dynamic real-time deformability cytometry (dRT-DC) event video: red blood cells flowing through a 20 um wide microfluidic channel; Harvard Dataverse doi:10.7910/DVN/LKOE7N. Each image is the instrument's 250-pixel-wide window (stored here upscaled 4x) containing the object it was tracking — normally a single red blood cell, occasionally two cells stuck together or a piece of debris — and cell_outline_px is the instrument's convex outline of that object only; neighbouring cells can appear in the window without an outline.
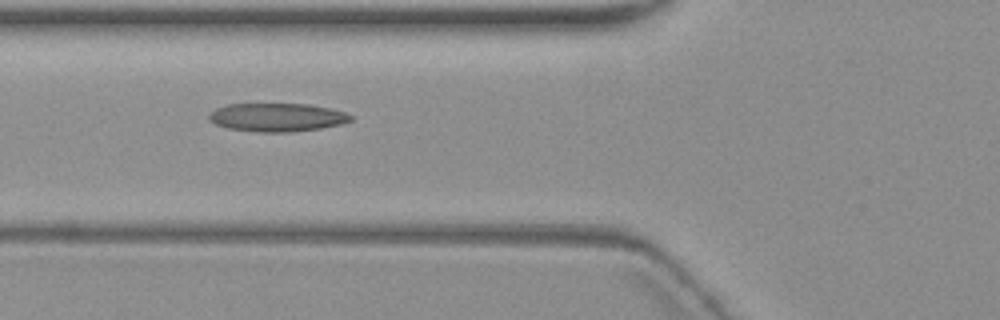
{"species": "common noctule bat (a hibernating species)", "species_latin": "Nyctalus noctula", "temperature_condition": "warm", "stored_images_in_passage": 9, "camera_frame_rate_fps": 3000, "um_per_image_px": 0.085, "animal": {"sex": "female", "body_mass_g": 19.3, "forearm_length_mm": 54.1}, "frame": {"image": 1, "passage_image": 2, "time_ms": 1.0, "image_size_px": [1000, 320], "cell_outline_px": [[352, 120], [340, 124], [320, 128], [292, 132], [260, 132], [228, 128], [216, 124], [208, 116], [216, 108], [228, 104], [308, 104], [332, 108], [344, 112], [352, 116]], "centroid_in_image_um": [23.58, 9.97], "position_along_channel_um": 102.2, "area_um2": 23.24}}
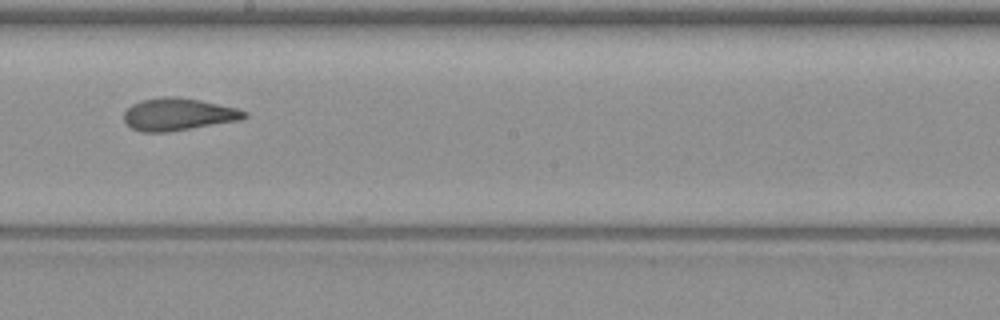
{"frame": {"image": 2, "passage_image": 5, "time_ms": 4.667, "image_size_px": [1000, 320], "cell_outline_px": [[248, 116], [240, 120], [168, 132], [140, 132], [132, 128], [124, 120], [124, 112], [132, 104], [140, 100], [160, 96], [176, 96], [200, 100], [236, 108], [248, 112]], "centroid_in_image_um": [15.13, 9.71], "position_along_channel_um": 233.1, "area_um2": 22.77}}
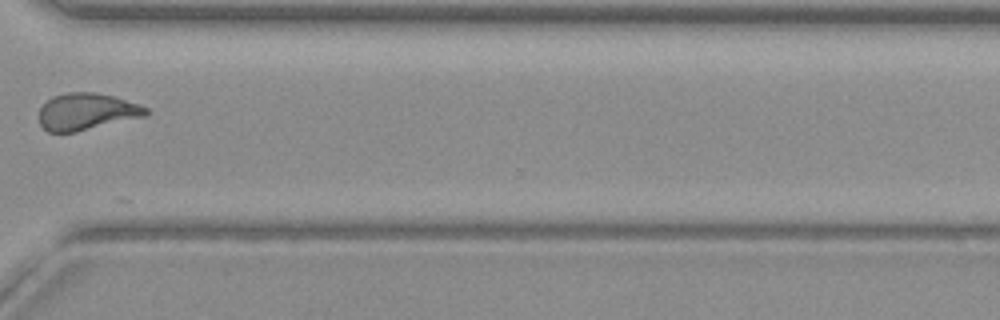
{"frame": {"image": 3, "passage_image": 8, "time_ms": 8.333, "image_size_px": [1000, 320], "cell_outline_px": [[148, 112], [144, 116], [76, 132], [48, 132], [40, 124], [40, 108], [52, 96], [68, 92], [96, 92], [116, 96], [140, 104], [148, 108]], "centroid_in_image_um": [7.37, 9.47], "position_along_channel_um": 363.2, "area_um2": 22.95}}